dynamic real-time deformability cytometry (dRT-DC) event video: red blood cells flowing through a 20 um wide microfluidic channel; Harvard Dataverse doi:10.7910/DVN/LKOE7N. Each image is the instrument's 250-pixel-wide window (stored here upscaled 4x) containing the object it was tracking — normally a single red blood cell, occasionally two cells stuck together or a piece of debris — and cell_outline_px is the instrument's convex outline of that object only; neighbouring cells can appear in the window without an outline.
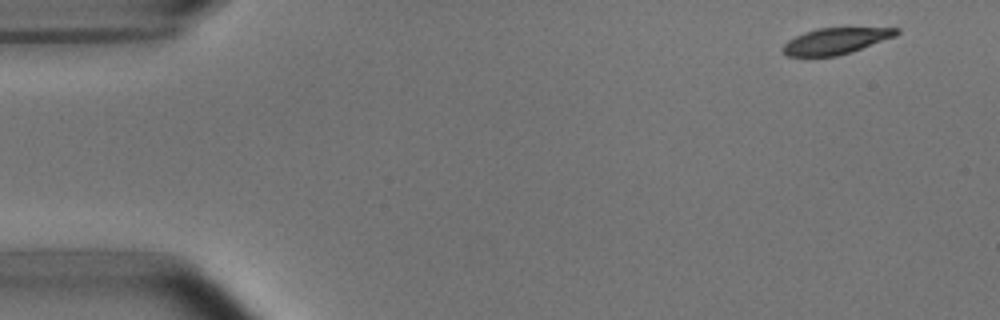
{"species": "common noctule bat (a hibernating species)", "species_latin": "Nyctalus noctula", "temperature_condition": "room temperature", "stored_images_in_passage": 7, "camera_frame_rate_fps": 3000, "um_per_image_px": 0.085, "animal": {"sex": "male", "body_mass_g": 15.6}, "frame": {"image": 1, "passage_image": 1, "time_ms": 0.0, "image_size_px": [1000, 320], "cell_outline_px": [[900, 32], [896, 36], [852, 52], [836, 56], [788, 56], [780, 52], [780, 48], [788, 40], [804, 32], [816, 28], [900, 28]], "centroid_in_image_um": [71.01, 3.49], "position_along_channel_um": 14.0, "area_um2": 17.46}}
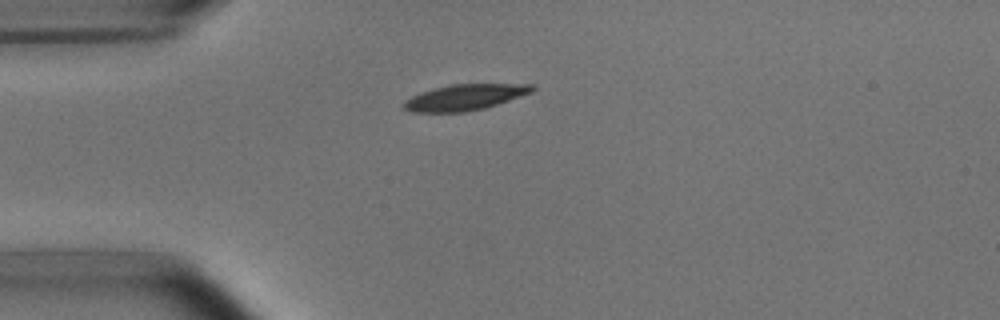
{"frame": {"image": 2, "passage_image": 4, "time_ms": 3.333, "image_size_px": [1000, 320], "cell_outline_px": [[536, 88], [532, 92], [484, 108], [464, 112], [412, 112], [404, 108], [400, 104], [404, 100], [420, 92], [432, 88], [452, 84], [532, 84]], "centroid_in_image_um": [39.45, 8.26], "position_along_channel_um": 45.5, "area_um2": 19.36}}
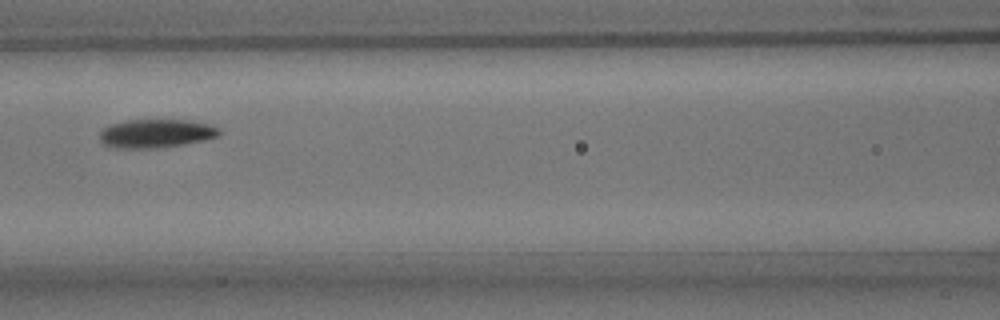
{"frame": {"image": 3, "passage_image": 7, "time_ms": 6.667, "image_size_px": [1000, 320], "cell_outline_px": [[220, 136], [204, 140], [184, 144], [156, 148], [116, 148], [104, 144], [100, 140], [100, 132], [104, 128], [112, 124], [128, 120], [188, 120], [208, 124], [220, 128]], "centroid_in_image_um": [13.28, 11.35], "position_along_channel_um": 153.3, "area_um2": 19.83}}